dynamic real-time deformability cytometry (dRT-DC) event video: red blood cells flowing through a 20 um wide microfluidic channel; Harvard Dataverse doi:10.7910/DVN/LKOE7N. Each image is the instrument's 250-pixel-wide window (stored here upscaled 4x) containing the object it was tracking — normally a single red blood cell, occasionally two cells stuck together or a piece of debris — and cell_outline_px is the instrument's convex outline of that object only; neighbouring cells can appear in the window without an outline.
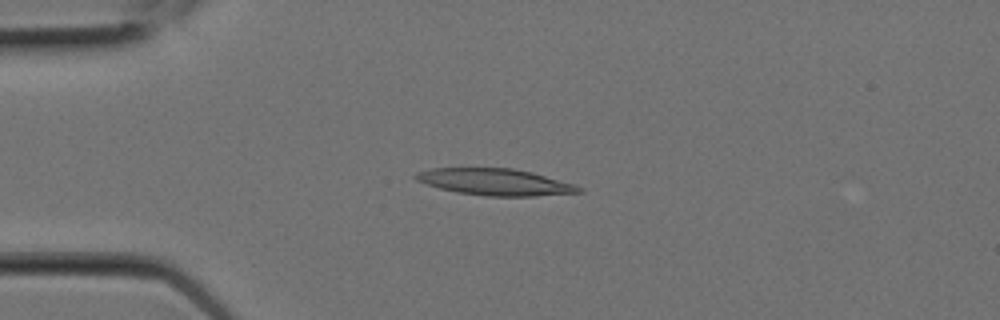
{"species": "Egyptian fruit bat (a non-hibernating species)", "species_latin": "Rousettus aegyptiacus", "temperature_condition": "room temperature", "stored_images_in_passage": 7, "camera_frame_rate_fps": 3000, "um_per_image_px": 0.085, "animal": {"sex": "female"}, "frame": {"image": 1, "passage_image": 5, "time_ms": 1.333, "image_size_px": [1000, 320], "cell_outline_px": [[584, 192], [536, 196], [488, 196], [456, 192], [440, 188], [416, 180], [412, 176], [416, 172], [432, 168], [512, 168], [532, 172], [576, 184], [584, 188]], "centroid_in_image_um": [42.13, 15.47], "position_along_channel_um": 42.9, "area_um2": 25.43}}
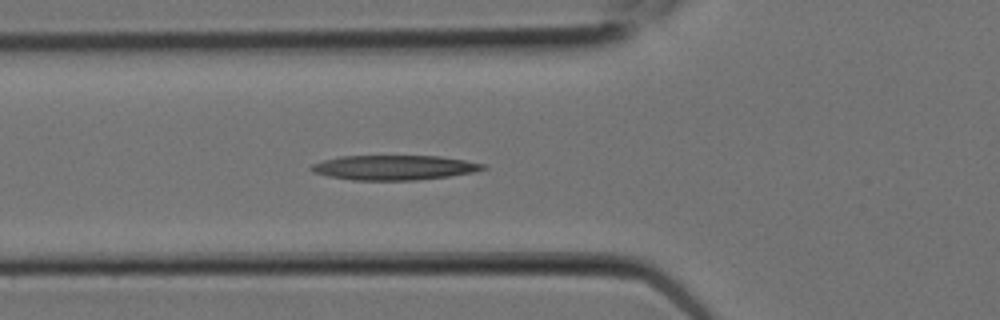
{"frame": {"image": 2, "passage_image": 7, "time_ms": 2.0, "image_size_px": [1000, 320], "cell_outline_px": [[488, 168], [472, 172], [448, 176], [416, 180], [352, 180], [328, 176], [312, 172], [308, 168], [312, 164], [324, 160], [340, 156], [440, 156], [488, 164]], "centroid_in_image_um": [33.5, 14.24], "position_along_channel_um": 92.3, "area_um2": 24.8}}